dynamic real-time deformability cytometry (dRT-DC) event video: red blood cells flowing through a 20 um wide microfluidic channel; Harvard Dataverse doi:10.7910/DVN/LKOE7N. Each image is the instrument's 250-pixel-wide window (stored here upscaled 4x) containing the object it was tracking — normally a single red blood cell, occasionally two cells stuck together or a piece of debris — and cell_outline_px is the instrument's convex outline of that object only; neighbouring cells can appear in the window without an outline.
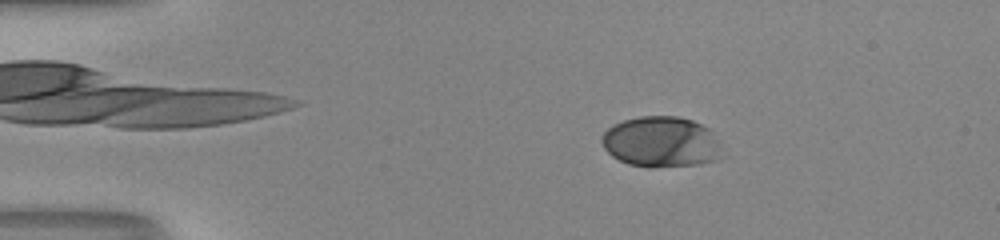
{"species": "human", "species_latin": "Homo sapiens", "temperature_condition": "room temperature", "stored_images_in_passage": 53, "camera_frame_rate_fps": 3000, "um_per_image_px": 0.085, "donor": {"sex": "male"}, "frame": {"image": 1, "passage_image": 11, "time_ms": 3.333, "image_size_px": [1000, 240], "cell_outline_px": [[724, 144], [720, 160], [700, 164], [652, 168], [648, 168], [628, 164], [612, 156], [604, 148], [600, 140], [604, 132], [612, 124], [624, 120], [640, 116], [676, 116], [692, 120], [708, 128]], "centroid_in_image_um": [56.24, 12.08], "position_along_channel_um": 28.8, "area_um2": 36.24}}
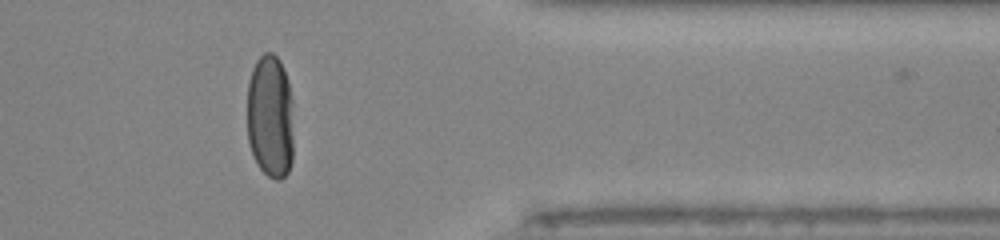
{"frame": {"image": 2, "passage_image": 44, "time_ms": 14.333, "image_size_px": [1000, 240], "cell_outline_px": [[292, 160], [288, 172], [280, 180], [276, 180], [268, 176], [260, 168], [248, 144], [248, 80], [252, 68], [256, 60], [264, 52], [272, 52], [280, 60], [288, 80], [292, 96]], "centroid_in_image_um": [22.97, 9.88], "position_along_channel_um": 388.4, "area_um2": 33.87}}
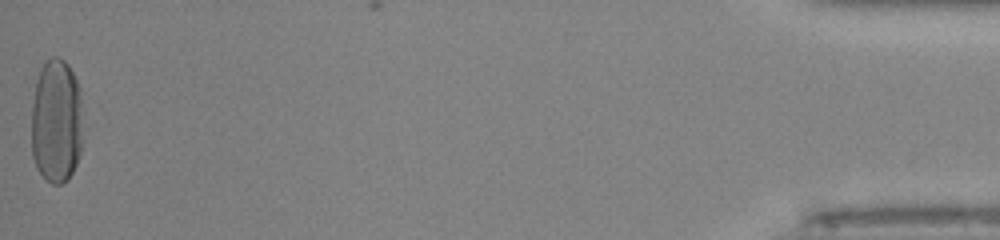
{"frame": {"image": 3, "passage_image": 53, "time_ms": 17.333, "image_size_px": [1000, 240], "cell_outline_px": [[80, 152], [76, 164], [68, 180], [60, 184], [52, 184], [36, 168], [32, 156], [32, 104], [36, 80], [40, 68], [52, 56], [56, 56], [64, 60], [68, 64], [80, 88]], "centroid_in_image_um": [4.76, 10.3], "position_along_channel_um": 430.4, "area_um2": 37.17}}